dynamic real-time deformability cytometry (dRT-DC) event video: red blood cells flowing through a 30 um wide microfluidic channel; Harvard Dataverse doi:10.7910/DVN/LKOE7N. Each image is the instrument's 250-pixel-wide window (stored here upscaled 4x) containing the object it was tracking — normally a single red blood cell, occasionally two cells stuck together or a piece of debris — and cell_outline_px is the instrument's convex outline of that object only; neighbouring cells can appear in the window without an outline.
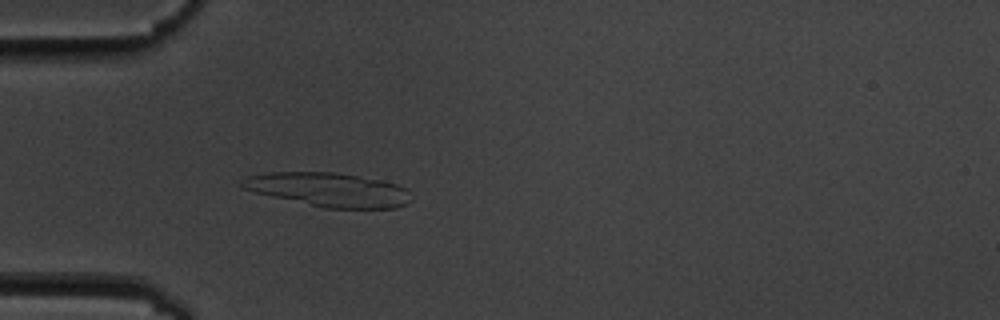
{"species": "common noctule bat (a hibernating species)", "species_latin": "Nyctalus noctula", "temperature_condition": "cold", "stored_images_in_passage": 4, "camera_frame_rate_fps": 3000, "um_per_image_px": 0.085, "animal": {"sex": "male", "body_mass_g": 19.5, "forearm_length_mm": 54.6}, "frame": {"image": 1, "passage_image": 4, "time_ms": 3.333, "image_size_px": [1000, 320], "cell_outline_px": [[412, 200], [408, 204], [396, 208], [324, 208], [272, 196], [240, 188], [236, 184], [248, 176], [268, 172], [336, 172], [380, 180], [396, 184], [408, 188]], "centroid_in_image_um": [27.95, 16.12], "position_along_channel_um": 57.1, "area_um2": 33.58}}